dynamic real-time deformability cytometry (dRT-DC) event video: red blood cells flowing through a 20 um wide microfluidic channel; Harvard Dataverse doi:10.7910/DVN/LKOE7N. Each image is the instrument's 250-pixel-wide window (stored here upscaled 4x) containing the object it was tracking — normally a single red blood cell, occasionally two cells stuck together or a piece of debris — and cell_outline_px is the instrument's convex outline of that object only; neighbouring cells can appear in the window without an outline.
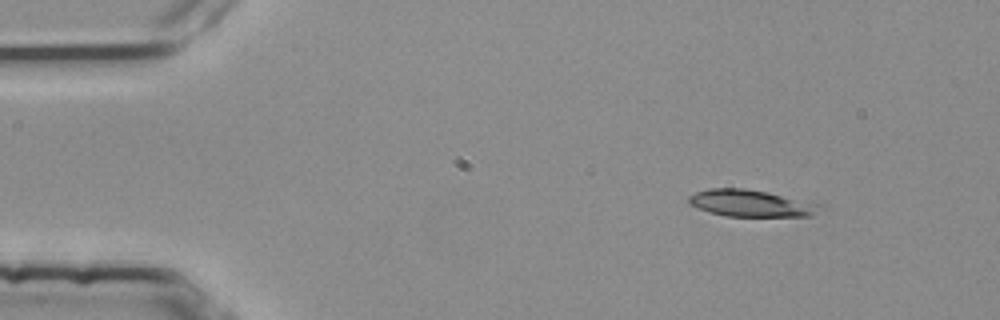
{"species": "common noctule bat (a hibernating species)", "species_latin": "Nyctalus noctula", "temperature_condition": "room temperature", "stored_images_in_passage": 3, "camera_frame_rate_fps": 3000, "um_per_image_px": 0.085, "animal": {"sex": "female", "body_mass_g": 25.1}, "frame": {"image": 1, "passage_image": 1, "time_ms": 0.0, "image_size_px": [1000, 320], "cell_outline_px": [[828, 204], [812, 216], [724, 216], [708, 212], [696, 208], [688, 204], [688, 196], [696, 192], [708, 188], [744, 188], [768, 192]], "centroid_in_image_um": [63.89, 17.28], "position_along_channel_um": 21.1, "area_um2": 21.1}}
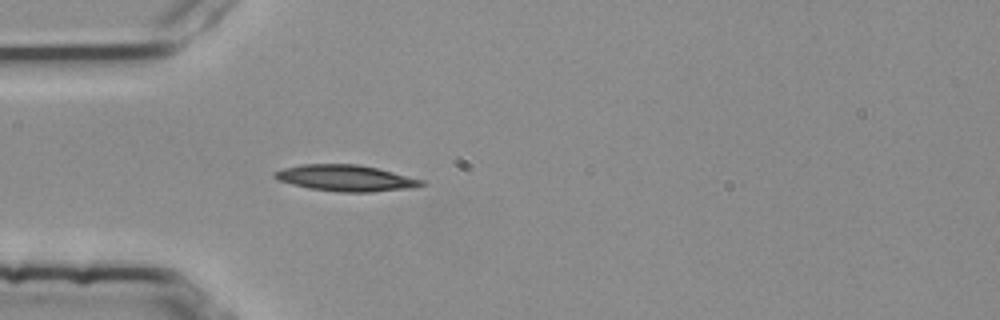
{"frame": {"image": 2, "passage_image": 3, "time_ms": 0.667, "image_size_px": [1000, 320], "cell_outline_px": [[428, 184], [412, 188], [372, 192], [340, 192], [308, 188], [276, 180], [272, 176], [272, 172], [284, 168], [300, 164], [360, 164], [424, 180]], "centroid_in_image_um": [29.36, 15.14], "position_along_channel_um": 55.6, "area_um2": 22.6}}